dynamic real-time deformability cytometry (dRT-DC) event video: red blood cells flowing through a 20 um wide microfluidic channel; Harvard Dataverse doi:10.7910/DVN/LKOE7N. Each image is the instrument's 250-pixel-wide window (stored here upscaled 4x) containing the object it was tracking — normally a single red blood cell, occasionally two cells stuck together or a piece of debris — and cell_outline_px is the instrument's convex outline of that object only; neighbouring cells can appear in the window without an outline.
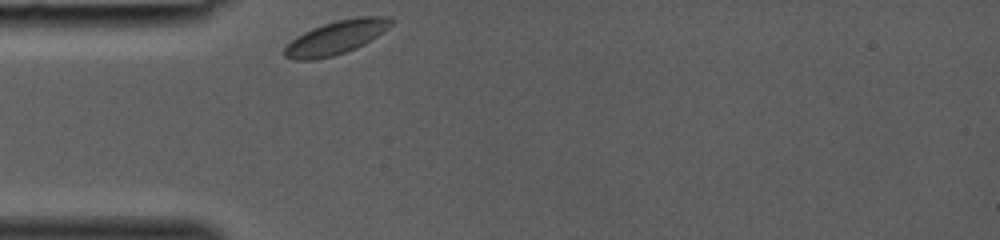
{"species": "common noctule bat (a hibernating species)", "species_latin": "Nyctalus noctula", "temperature_condition": "room temperature", "stored_images_in_passage": 24, "camera_frame_rate_fps": 3000, "um_per_image_px": 0.085, "animal": {"sex": "female", "body_mass_g": 19.0, "forearm_length_mm": 53.3}, "frame": {"image": 1, "passage_image": 1, "time_ms": 0.0, "image_size_px": [1000, 240], "cell_outline_px": [[396, 20], [388, 28], [364, 44], [356, 48], [332, 56], [312, 60], [296, 60], [284, 56], [284, 48], [296, 36], [312, 28], [336, 20], [356, 16], [392, 16]], "centroid_in_image_um": [28.6, 3.16], "position_along_channel_um": 56.4, "area_um2": 20.87}}
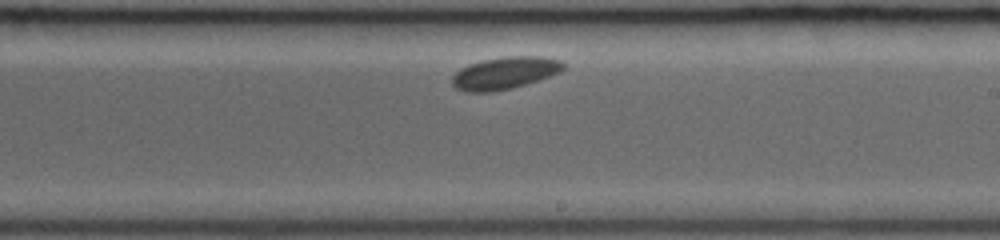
{"frame": {"image": 2, "passage_image": 14, "time_ms": 4.333, "image_size_px": [1000, 240], "cell_outline_px": [[564, 68], [548, 76], [512, 88], [492, 92], [468, 92], [456, 88], [452, 84], [452, 76], [460, 68], [468, 64], [484, 60], [504, 56], [544, 56], [560, 60], [564, 64]], "centroid_in_image_um": [42.86, 6.2], "position_along_channel_um": 246.1, "area_um2": 20.69}}
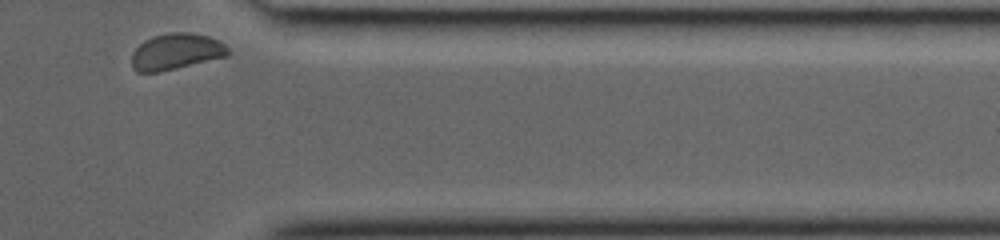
{"frame": {"image": 3, "passage_image": 24, "time_ms": 7.667, "image_size_px": [1000, 240], "cell_outline_px": [[232, 52], [228, 56], [176, 68], [156, 72], [136, 72], [132, 68], [132, 52], [144, 40], [152, 36], [168, 32], [188, 32], [208, 36], [220, 40]], "centroid_in_image_um": [14.98, 4.37], "position_along_channel_um": 396.4, "area_um2": 20.46}}